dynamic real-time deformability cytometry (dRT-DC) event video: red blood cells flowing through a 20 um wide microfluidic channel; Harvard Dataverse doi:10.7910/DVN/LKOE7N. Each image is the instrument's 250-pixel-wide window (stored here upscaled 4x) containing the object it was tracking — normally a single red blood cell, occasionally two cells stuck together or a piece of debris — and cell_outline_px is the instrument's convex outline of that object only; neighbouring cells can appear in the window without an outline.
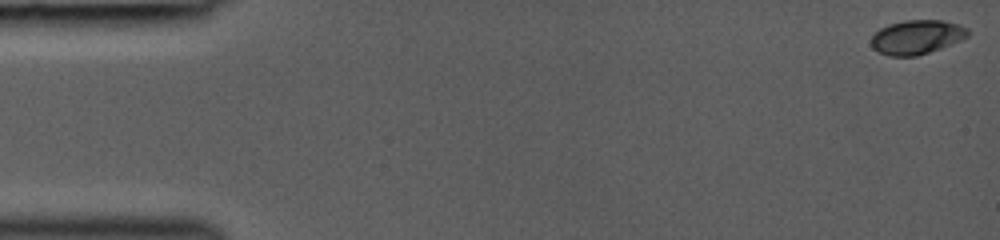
{"species": "common noctule bat (a hibernating species)", "species_latin": "Nyctalus noctula", "temperature_condition": "room temperature", "stored_images_in_passage": 15, "camera_frame_rate_fps": 3000, "um_per_image_px": 0.085, "animal": {"sex": "female", "body_mass_g": 19.0, "forearm_length_mm": 53.3}, "frame": {"image": 1, "passage_image": 1, "time_ms": 0.0, "image_size_px": [1000, 240], "cell_outline_px": [[968, 36], [960, 40], [940, 48], [916, 56], [888, 56], [876, 52], [872, 48], [872, 36], [880, 28], [888, 24], [904, 20], [944, 20], [960, 24], [968, 28]], "centroid_in_image_um": [77.9, 3.14], "position_along_channel_um": 7.1, "area_um2": 19.31}}
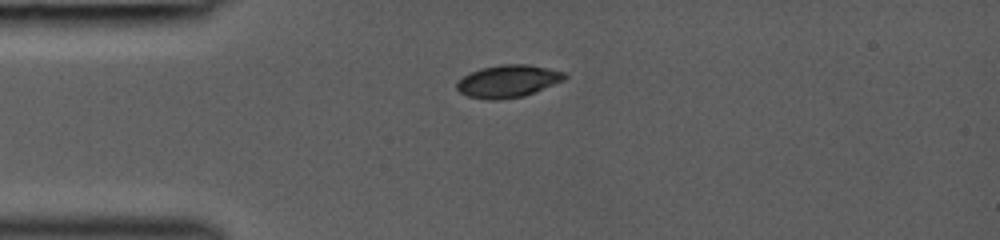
{"frame": {"image": 2, "passage_image": 9, "time_ms": 3.667, "image_size_px": [1000, 240], "cell_outline_px": [[568, 76], [564, 80], [524, 96], [500, 100], [488, 100], [468, 96], [460, 92], [456, 88], [456, 80], [468, 72], [480, 68], [504, 64], [528, 64], [564, 72]], "centroid_in_image_um": [43.13, 6.9], "position_along_channel_um": 41.9, "area_um2": 20.52}}
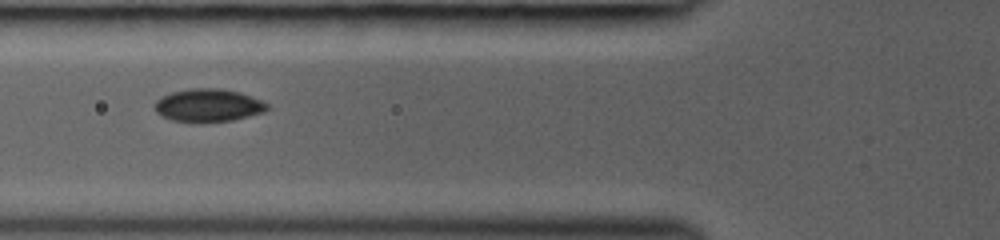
{"frame": {"image": 3, "passage_image": 13, "time_ms": 5.667, "image_size_px": [1000, 240], "cell_outline_px": [[272, 108], [264, 112], [232, 120], [204, 124], [192, 124], [172, 120], [156, 112], [156, 100], [172, 92], [192, 88], [220, 88], [240, 92], [252, 96], [268, 104]], "centroid_in_image_um": [17.74, 8.98], "position_along_channel_um": 108.1, "area_um2": 21.96}}